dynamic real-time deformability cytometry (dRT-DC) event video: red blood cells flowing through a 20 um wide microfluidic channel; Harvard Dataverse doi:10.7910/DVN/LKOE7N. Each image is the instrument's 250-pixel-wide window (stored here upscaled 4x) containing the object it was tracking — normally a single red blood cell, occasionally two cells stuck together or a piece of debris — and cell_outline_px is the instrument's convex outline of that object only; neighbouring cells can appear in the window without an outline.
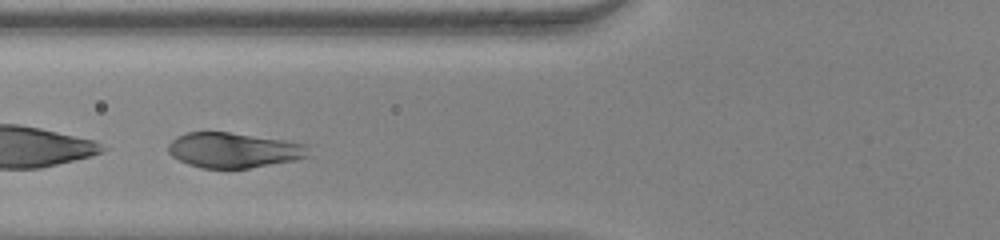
{"species": "human", "species_latin": "Homo sapiens", "temperature_condition": "warm", "stored_images_in_passage": 34, "segment_of_instrument_passage": [2, 2], "camera_frame_rate_fps": 3000, "um_per_image_px": 0.085, "donor": {"sex": "female"}, "frame": {"image": 1, "passage_image": 10, "time_ms": 3.0, "image_size_px": [1000, 240], "cell_outline_px": [[312, 156], [296, 160], [248, 168], [200, 168], [188, 164], [172, 156], [168, 152], [168, 144], [176, 136], [188, 132], [228, 132], [284, 140], [308, 144]], "centroid_in_image_um": [19.9, 12.76], "position_along_channel_um": 105.9, "area_um2": 28.9}}
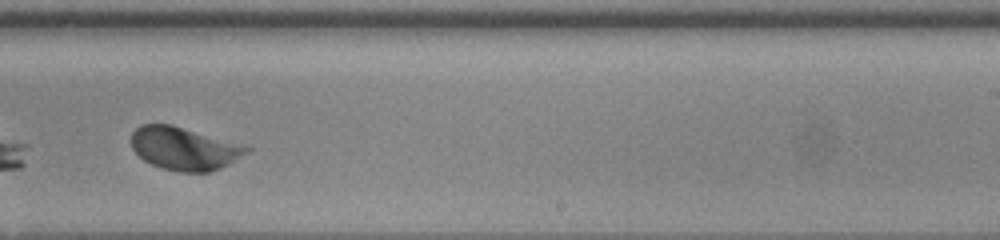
{"frame": {"image": 2, "passage_image": 23, "time_ms": 7.333, "image_size_px": [1000, 240], "cell_outline_px": [[252, 148], [248, 152], [228, 164], [220, 168], [208, 172], [180, 172], [160, 168], [144, 160], [132, 148], [132, 132], [140, 124], [172, 124]], "centroid_in_image_um": [15.62, 12.63], "position_along_channel_um": 273.4, "area_um2": 28.5}}
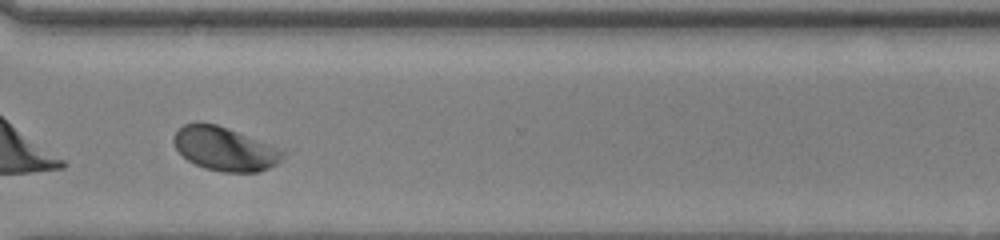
{"frame": {"image": 3, "passage_image": 29, "time_ms": 9.333, "image_size_px": [1000, 240], "cell_outline_px": [[284, 152], [280, 160], [276, 164], [268, 168], [256, 172], [224, 172], [204, 168], [188, 160], [176, 148], [172, 140], [172, 136], [184, 124], [216, 124], [228, 128], [284, 148]], "centroid_in_image_um": [19.14, 12.65], "position_along_channel_um": 351.5, "area_um2": 27.63}}